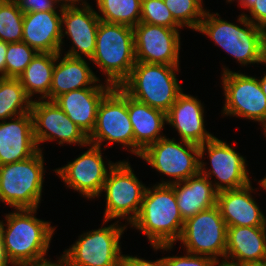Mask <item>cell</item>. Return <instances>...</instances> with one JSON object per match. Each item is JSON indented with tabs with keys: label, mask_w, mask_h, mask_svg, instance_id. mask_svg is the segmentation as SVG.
<instances>
[{
	"label": "cell",
	"mask_w": 266,
	"mask_h": 266,
	"mask_svg": "<svg viewBox=\"0 0 266 266\" xmlns=\"http://www.w3.org/2000/svg\"><path fill=\"white\" fill-rule=\"evenodd\" d=\"M183 226L176 194L170 184L147 186L140 211L129 225L147 237L153 251L163 250V253L173 250Z\"/></svg>",
	"instance_id": "obj_1"
},
{
	"label": "cell",
	"mask_w": 266,
	"mask_h": 266,
	"mask_svg": "<svg viewBox=\"0 0 266 266\" xmlns=\"http://www.w3.org/2000/svg\"><path fill=\"white\" fill-rule=\"evenodd\" d=\"M37 210L14 209L0 220L6 254L14 266L49 259L47 256L56 226H52L49 220L37 218Z\"/></svg>",
	"instance_id": "obj_2"
},
{
	"label": "cell",
	"mask_w": 266,
	"mask_h": 266,
	"mask_svg": "<svg viewBox=\"0 0 266 266\" xmlns=\"http://www.w3.org/2000/svg\"><path fill=\"white\" fill-rule=\"evenodd\" d=\"M238 23V24H237ZM236 22L206 10L196 32L206 35L241 67L266 63V31L239 15ZM240 24V25H239Z\"/></svg>",
	"instance_id": "obj_3"
},
{
	"label": "cell",
	"mask_w": 266,
	"mask_h": 266,
	"mask_svg": "<svg viewBox=\"0 0 266 266\" xmlns=\"http://www.w3.org/2000/svg\"><path fill=\"white\" fill-rule=\"evenodd\" d=\"M90 62L102 71L105 83L119 87L136 63L133 28L100 21Z\"/></svg>",
	"instance_id": "obj_4"
},
{
	"label": "cell",
	"mask_w": 266,
	"mask_h": 266,
	"mask_svg": "<svg viewBox=\"0 0 266 266\" xmlns=\"http://www.w3.org/2000/svg\"><path fill=\"white\" fill-rule=\"evenodd\" d=\"M180 68V65L136 61L130 75L119 87L135 100L167 113L184 90L177 78Z\"/></svg>",
	"instance_id": "obj_5"
},
{
	"label": "cell",
	"mask_w": 266,
	"mask_h": 266,
	"mask_svg": "<svg viewBox=\"0 0 266 266\" xmlns=\"http://www.w3.org/2000/svg\"><path fill=\"white\" fill-rule=\"evenodd\" d=\"M44 152L0 166V202L12 209H38L45 182Z\"/></svg>",
	"instance_id": "obj_6"
},
{
	"label": "cell",
	"mask_w": 266,
	"mask_h": 266,
	"mask_svg": "<svg viewBox=\"0 0 266 266\" xmlns=\"http://www.w3.org/2000/svg\"><path fill=\"white\" fill-rule=\"evenodd\" d=\"M110 222L103 220L98 229L81 233L60 255L71 266H123L120 241L128 226L120 221Z\"/></svg>",
	"instance_id": "obj_7"
},
{
	"label": "cell",
	"mask_w": 266,
	"mask_h": 266,
	"mask_svg": "<svg viewBox=\"0 0 266 266\" xmlns=\"http://www.w3.org/2000/svg\"><path fill=\"white\" fill-rule=\"evenodd\" d=\"M128 160L116 161L109 170L99 195L105 197L103 220H125L127 226L137 217L147 187L136 176Z\"/></svg>",
	"instance_id": "obj_8"
},
{
	"label": "cell",
	"mask_w": 266,
	"mask_h": 266,
	"mask_svg": "<svg viewBox=\"0 0 266 266\" xmlns=\"http://www.w3.org/2000/svg\"><path fill=\"white\" fill-rule=\"evenodd\" d=\"M221 68V90L225 96L221 116L243 118L266 126V96L256 75L232 71L225 65Z\"/></svg>",
	"instance_id": "obj_9"
},
{
	"label": "cell",
	"mask_w": 266,
	"mask_h": 266,
	"mask_svg": "<svg viewBox=\"0 0 266 266\" xmlns=\"http://www.w3.org/2000/svg\"><path fill=\"white\" fill-rule=\"evenodd\" d=\"M149 164L161 176L156 184H173L185 181L200 172L199 146L168 136L147 146L138 157ZM170 177V178H169Z\"/></svg>",
	"instance_id": "obj_10"
},
{
	"label": "cell",
	"mask_w": 266,
	"mask_h": 266,
	"mask_svg": "<svg viewBox=\"0 0 266 266\" xmlns=\"http://www.w3.org/2000/svg\"><path fill=\"white\" fill-rule=\"evenodd\" d=\"M88 142L103 149L118 144L121 149L124 148L134 155V134L128 114V95L120 87H113L100 102L96 125L88 137Z\"/></svg>",
	"instance_id": "obj_11"
},
{
	"label": "cell",
	"mask_w": 266,
	"mask_h": 266,
	"mask_svg": "<svg viewBox=\"0 0 266 266\" xmlns=\"http://www.w3.org/2000/svg\"><path fill=\"white\" fill-rule=\"evenodd\" d=\"M199 153L200 173L213 183L218 192L243 188L252 182L246 157L226 141L214 136L199 146ZM206 153L210 168L206 167L209 164L204 162Z\"/></svg>",
	"instance_id": "obj_12"
},
{
	"label": "cell",
	"mask_w": 266,
	"mask_h": 266,
	"mask_svg": "<svg viewBox=\"0 0 266 266\" xmlns=\"http://www.w3.org/2000/svg\"><path fill=\"white\" fill-rule=\"evenodd\" d=\"M227 224L219 207L200 211L186 219L179 242V248L194 255H204L220 261L225 259ZM184 246V247H183Z\"/></svg>",
	"instance_id": "obj_13"
},
{
	"label": "cell",
	"mask_w": 266,
	"mask_h": 266,
	"mask_svg": "<svg viewBox=\"0 0 266 266\" xmlns=\"http://www.w3.org/2000/svg\"><path fill=\"white\" fill-rule=\"evenodd\" d=\"M85 148L87 150L77 158L52 171L62 179L66 188L77 191L87 200H95L101 195L107 174L116 162L103 157L105 153L102 150L106 149L89 143Z\"/></svg>",
	"instance_id": "obj_14"
},
{
	"label": "cell",
	"mask_w": 266,
	"mask_h": 266,
	"mask_svg": "<svg viewBox=\"0 0 266 266\" xmlns=\"http://www.w3.org/2000/svg\"><path fill=\"white\" fill-rule=\"evenodd\" d=\"M33 120V134L38 150L44 143L55 141L58 145L68 144L84 148L88 136L74 123L55 101L35 99L30 110ZM42 143V145H41Z\"/></svg>",
	"instance_id": "obj_15"
},
{
	"label": "cell",
	"mask_w": 266,
	"mask_h": 266,
	"mask_svg": "<svg viewBox=\"0 0 266 266\" xmlns=\"http://www.w3.org/2000/svg\"><path fill=\"white\" fill-rule=\"evenodd\" d=\"M133 30L136 61L148 64L180 65L182 28L139 22Z\"/></svg>",
	"instance_id": "obj_16"
},
{
	"label": "cell",
	"mask_w": 266,
	"mask_h": 266,
	"mask_svg": "<svg viewBox=\"0 0 266 266\" xmlns=\"http://www.w3.org/2000/svg\"><path fill=\"white\" fill-rule=\"evenodd\" d=\"M99 23L100 19L93 7L62 8L59 53L73 58L91 59L96 49ZM65 36L72 42V46L67 51L63 49Z\"/></svg>",
	"instance_id": "obj_17"
},
{
	"label": "cell",
	"mask_w": 266,
	"mask_h": 266,
	"mask_svg": "<svg viewBox=\"0 0 266 266\" xmlns=\"http://www.w3.org/2000/svg\"><path fill=\"white\" fill-rule=\"evenodd\" d=\"M197 97L183 90L167 111L166 121L177 132L178 139L200 146L213 138L214 134L205 128V106Z\"/></svg>",
	"instance_id": "obj_18"
},
{
	"label": "cell",
	"mask_w": 266,
	"mask_h": 266,
	"mask_svg": "<svg viewBox=\"0 0 266 266\" xmlns=\"http://www.w3.org/2000/svg\"><path fill=\"white\" fill-rule=\"evenodd\" d=\"M89 62L90 59L73 58L56 53L50 91L45 100L54 101L64 93L82 88L113 87L97 77Z\"/></svg>",
	"instance_id": "obj_19"
},
{
	"label": "cell",
	"mask_w": 266,
	"mask_h": 266,
	"mask_svg": "<svg viewBox=\"0 0 266 266\" xmlns=\"http://www.w3.org/2000/svg\"><path fill=\"white\" fill-rule=\"evenodd\" d=\"M258 189L251 182L243 188L218 192L217 206L227 227H266L264 212L252 195Z\"/></svg>",
	"instance_id": "obj_20"
},
{
	"label": "cell",
	"mask_w": 266,
	"mask_h": 266,
	"mask_svg": "<svg viewBox=\"0 0 266 266\" xmlns=\"http://www.w3.org/2000/svg\"><path fill=\"white\" fill-rule=\"evenodd\" d=\"M37 151L30 112L0 121V166L25 160Z\"/></svg>",
	"instance_id": "obj_21"
},
{
	"label": "cell",
	"mask_w": 266,
	"mask_h": 266,
	"mask_svg": "<svg viewBox=\"0 0 266 266\" xmlns=\"http://www.w3.org/2000/svg\"><path fill=\"white\" fill-rule=\"evenodd\" d=\"M113 87H89L72 90L54 101L88 137L93 132L97 111L104 96Z\"/></svg>",
	"instance_id": "obj_22"
},
{
	"label": "cell",
	"mask_w": 266,
	"mask_h": 266,
	"mask_svg": "<svg viewBox=\"0 0 266 266\" xmlns=\"http://www.w3.org/2000/svg\"><path fill=\"white\" fill-rule=\"evenodd\" d=\"M62 11L24 13L22 41L37 53H59Z\"/></svg>",
	"instance_id": "obj_23"
},
{
	"label": "cell",
	"mask_w": 266,
	"mask_h": 266,
	"mask_svg": "<svg viewBox=\"0 0 266 266\" xmlns=\"http://www.w3.org/2000/svg\"><path fill=\"white\" fill-rule=\"evenodd\" d=\"M224 260L244 266L266 260V227H228Z\"/></svg>",
	"instance_id": "obj_24"
},
{
	"label": "cell",
	"mask_w": 266,
	"mask_h": 266,
	"mask_svg": "<svg viewBox=\"0 0 266 266\" xmlns=\"http://www.w3.org/2000/svg\"><path fill=\"white\" fill-rule=\"evenodd\" d=\"M128 114L133 127L134 155L139 157L147 146L166 136L162 133L167 125L166 113L128 95Z\"/></svg>",
	"instance_id": "obj_25"
},
{
	"label": "cell",
	"mask_w": 266,
	"mask_h": 266,
	"mask_svg": "<svg viewBox=\"0 0 266 266\" xmlns=\"http://www.w3.org/2000/svg\"><path fill=\"white\" fill-rule=\"evenodd\" d=\"M170 185L176 194L178 209L184 221L200 211L217 205L218 191L213 183L200 172L185 181Z\"/></svg>",
	"instance_id": "obj_26"
},
{
	"label": "cell",
	"mask_w": 266,
	"mask_h": 266,
	"mask_svg": "<svg viewBox=\"0 0 266 266\" xmlns=\"http://www.w3.org/2000/svg\"><path fill=\"white\" fill-rule=\"evenodd\" d=\"M55 61L56 53H37L19 76L20 83L32 100L45 99L49 95Z\"/></svg>",
	"instance_id": "obj_27"
},
{
	"label": "cell",
	"mask_w": 266,
	"mask_h": 266,
	"mask_svg": "<svg viewBox=\"0 0 266 266\" xmlns=\"http://www.w3.org/2000/svg\"><path fill=\"white\" fill-rule=\"evenodd\" d=\"M32 101L18 78H0V121L29 113Z\"/></svg>",
	"instance_id": "obj_28"
},
{
	"label": "cell",
	"mask_w": 266,
	"mask_h": 266,
	"mask_svg": "<svg viewBox=\"0 0 266 266\" xmlns=\"http://www.w3.org/2000/svg\"><path fill=\"white\" fill-rule=\"evenodd\" d=\"M142 0H97L96 11L100 21L134 28L141 18Z\"/></svg>",
	"instance_id": "obj_29"
},
{
	"label": "cell",
	"mask_w": 266,
	"mask_h": 266,
	"mask_svg": "<svg viewBox=\"0 0 266 266\" xmlns=\"http://www.w3.org/2000/svg\"><path fill=\"white\" fill-rule=\"evenodd\" d=\"M24 13L14 0H0V40L7 43L21 42Z\"/></svg>",
	"instance_id": "obj_30"
},
{
	"label": "cell",
	"mask_w": 266,
	"mask_h": 266,
	"mask_svg": "<svg viewBox=\"0 0 266 266\" xmlns=\"http://www.w3.org/2000/svg\"><path fill=\"white\" fill-rule=\"evenodd\" d=\"M174 20L182 27L197 31L207 8L201 0H163Z\"/></svg>",
	"instance_id": "obj_31"
},
{
	"label": "cell",
	"mask_w": 266,
	"mask_h": 266,
	"mask_svg": "<svg viewBox=\"0 0 266 266\" xmlns=\"http://www.w3.org/2000/svg\"><path fill=\"white\" fill-rule=\"evenodd\" d=\"M37 52L27 43H8L6 51L5 78H19Z\"/></svg>",
	"instance_id": "obj_32"
},
{
	"label": "cell",
	"mask_w": 266,
	"mask_h": 266,
	"mask_svg": "<svg viewBox=\"0 0 266 266\" xmlns=\"http://www.w3.org/2000/svg\"><path fill=\"white\" fill-rule=\"evenodd\" d=\"M140 22L169 28H182L163 0H142Z\"/></svg>",
	"instance_id": "obj_33"
},
{
	"label": "cell",
	"mask_w": 266,
	"mask_h": 266,
	"mask_svg": "<svg viewBox=\"0 0 266 266\" xmlns=\"http://www.w3.org/2000/svg\"><path fill=\"white\" fill-rule=\"evenodd\" d=\"M185 254L182 256L173 255L172 256H165L164 263L165 266H215L216 260L204 256V255H194L184 251Z\"/></svg>",
	"instance_id": "obj_34"
},
{
	"label": "cell",
	"mask_w": 266,
	"mask_h": 266,
	"mask_svg": "<svg viewBox=\"0 0 266 266\" xmlns=\"http://www.w3.org/2000/svg\"><path fill=\"white\" fill-rule=\"evenodd\" d=\"M22 13L62 11L58 0H14Z\"/></svg>",
	"instance_id": "obj_35"
},
{
	"label": "cell",
	"mask_w": 266,
	"mask_h": 266,
	"mask_svg": "<svg viewBox=\"0 0 266 266\" xmlns=\"http://www.w3.org/2000/svg\"><path fill=\"white\" fill-rule=\"evenodd\" d=\"M254 5L247 11L240 13L254 25L266 31V0H254Z\"/></svg>",
	"instance_id": "obj_36"
},
{
	"label": "cell",
	"mask_w": 266,
	"mask_h": 266,
	"mask_svg": "<svg viewBox=\"0 0 266 266\" xmlns=\"http://www.w3.org/2000/svg\"><path fill=\"white\" fill-rule=\"evenodd\" d=\"M123 266H165L164 263V256L159 259L153 260H146L141 258L140 256H133V255H123Z\"/></svg>",
	"instance_id": "obj_37"
},
{
	"label": "cell",
	"mask_w": 266,
	"mask_h": 266,
	"mask_svg": "<svg viewBox=\"0 0 266 266\" xmlns=\"http://www.w3.org/2000/svg\"><path fill=\"white\" fill-rule=\"evenodd\" d=\"M57 260L47 259L41 262L28 263L20 266H71L70 263L61 255L56 258Z\"/></svg>",
	"instance_id": "obj_38"
},
{
	"label": "cell",
	"mask_w": 266,
	"mask_h": 266,
	"mask_svg": "<svg viewBox=\"0 0 266 266\" xmlns=\"http://www.w3.org/2000/svg\"><path fill=\"white\" fill-rule=\"evenodd\" d=\"M62 8L65 7H93L88 0H58ZM97 0H95L96 2Z\"/></svg>",
	"instance_id": "obj_39"
},
{
	"label": "cell",
	"mask_w": 266,
	"mask_h": 266,
	"mask_svg": "<svg viewBox=\"0 0 266 266\" xmlns=\"http://www.w3.org/2000/svg\"><path fill=\"white\" fill-rule=\"evenodd\" d=\"M8 43L0 40V78L5 77L6 51Z\"/></svg>",
	"instance_id": "obj_40"
},
{
	"label": "cell",
	"mask_w": 266,
	"mask_h": 266,
	"mask_svg": "<svg viewBox=\"0 0 266 266\" xmlns=\"http://www.w3.org/2000/svg\"><path fill=\"white\" fill-rule=\"evenodd\" d=\"M0 266H14L6 254L1 232H0Z\"/></svg>",
	"instance_id": "obj_41"
},
{
	"label": "cell",
	"mask_w": 266,
	"mask_h": 266,
	"mask_svg": "<svg viewBox=\"0 0 266 266\" xmlns=\"http://www.w3.org/2000/svg\"><path fill=\"white\" fill-rule=\"evenodd\" d=\"M235 1L240 6L239 8L246 9V11H248L254 5V2H255L254 0H226V3L231 4Z\"/></svg>",
	"instance_id": "obj_42"
},
{
	"label": "cell",
	"mask_w": 266,
	"mask_h": 266,
	"mask_svg": "<svg viewBox=\"0 0 266 266\" xmlns=\"http://www.w3.org/2000/svg\"><path fill=\"white\" fill-rule=\"evenodd\" d=\"M262 66H266V63L263 64ZM258 79H259V84L261 86V89L266 96V73L264 72L263 76L258 77Z\"/></svg>",
	"instance_id": "obj_43"
},
{
	"label": "cell",
	"mask_w": 266,
	"mask_h": 266,
	"mask_svg": "<svg viewBox=\"0 0 266 266\" xmlns=\"http://www.w3.org/2000/svg\"><path fill=\"white\" fill-rule=\"evenodd\" d=\"M215 266H244V265L231 263L226 260H220L216 262Z\"/></svg>",
	"instance_id": "obj_44"
},
{
	"label": "cell",
	"mask_w": 266,
	"mask_h": 266,
	"mask_svg": "<svg viewBox=\"0 0 266 266\" xmlns=\"http://www.w3.org/2000/svg\"><path fill=\"white\" fill-rule=\"evenodd\" d=\"M257 185H259V187L264 191L266 192V180L264 178L260 179L257 183ZM266 214L264 213V219H265V222H266Z\"/></svg>",
	"instance_id": "obj_45"
},
{
	"label": "cell",
	"mask_w": 266,
	"mask_h": 266,
	"mask_svg": "<svg viewBox=\"0 0 266 266\" xmlns=\"http://www.w3.org/2000/svg\"><path fill=\"white\" fill-rule=\"evenodd\" d=\"M247 266H266V260L258 261L256 263L249 264Z\"/></svg>",
	"instance_id": "obj_46"
},
{
	"label": "cell",
	"mask_w": 266,
	"mask_h": 266,
	"mask_svg": "<svg viewBox=\"0 0 266 266\" xmlns=\"http://www.w3.org/2000/svg\"><path fill=\"white\" fill-rule=\"evenodd\" d=\"M262 130H263V135L266 138V126Z\"/></svg>",
	"instance_id": "obj_47"
}]
</instances>
